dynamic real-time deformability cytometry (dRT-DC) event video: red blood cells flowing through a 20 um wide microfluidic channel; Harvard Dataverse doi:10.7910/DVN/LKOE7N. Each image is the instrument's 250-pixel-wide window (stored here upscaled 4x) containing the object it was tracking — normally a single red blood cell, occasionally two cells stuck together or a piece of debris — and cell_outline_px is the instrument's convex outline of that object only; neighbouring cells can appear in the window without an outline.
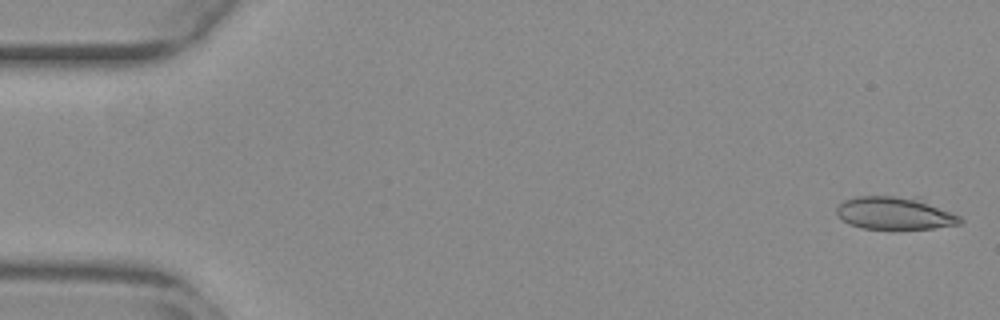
{"species": "common noctule bat (a hibernating species)", "species_latin": "Nyctalus noctula", "temperature_condition": "warm", "stored_images_in_passage": 54, "camera_frame_rate_fps": 3000, "um_per_image_px": 0.085, "animal": {"sex": "female", "body_mass_g": 29.2, "forearm_length_mm": 56.3}, "frame": {"image": 1, "passage_image": 2, "time_ms": 0.333, "image_size_px": [1000, 320], "cell_outline_px": [[964, 220], [960, 224], [932, 228], [864, 228], [848, 224], [836, 212], [836, 208], [844, 200], [856, 196], [920, 196], [960, 216]], "centroid_in_image_um": [76.12, 18.08], "position_along_channel_um": 8.9, "area_um2": 23.76}}
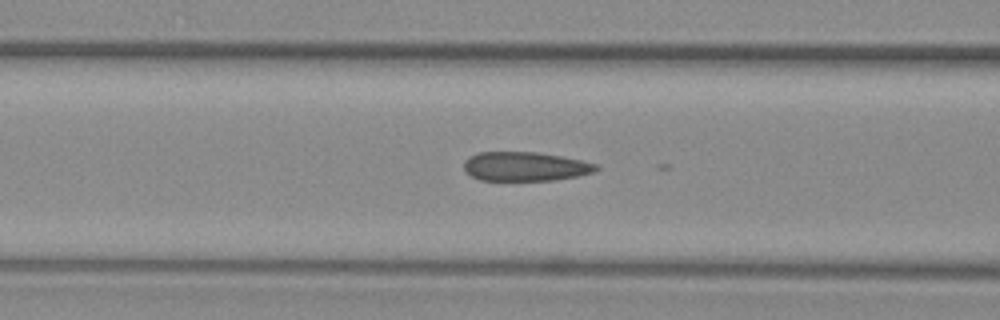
{"frame": {"image": 2, "passage_image": 22, "time_ms": 7.0, "image_size_px": [1000, 320], "cell_outline_px": [[600, 168], [596, 172], [576, 176], [552, 180], [480, 180], [472, 176], [464, 168], [464, 160], [468, 156], [476, 152], [536, 152], [560, 156], [580, 160], [596, 164]], "centroid_in_image_um": [44.62, 14.14], "position_along_channel_um": 122.0, "area_um2": 22.37}}
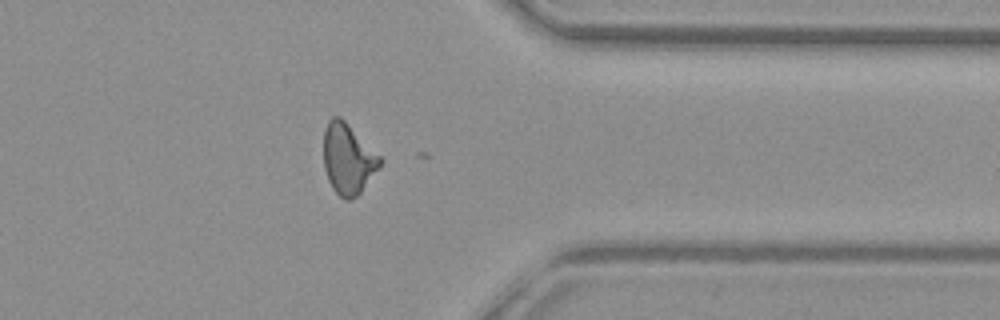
{"frame": {"image": 3, "passage_image": 43, "time_ms": 14.0, "image_size_px": [1000, 320], "cell_outline_px": [[384, 160], [360, 192], [352, 200], [344, 200], [332, 188], [328, 180], [324, 168], [324, 128], [328, 120], [332, 116], [340, 116]], "centroid_in_image_um": [29.56, 13.5], "position_along_channel_um": 381.8, "area_um2": 23.0}}